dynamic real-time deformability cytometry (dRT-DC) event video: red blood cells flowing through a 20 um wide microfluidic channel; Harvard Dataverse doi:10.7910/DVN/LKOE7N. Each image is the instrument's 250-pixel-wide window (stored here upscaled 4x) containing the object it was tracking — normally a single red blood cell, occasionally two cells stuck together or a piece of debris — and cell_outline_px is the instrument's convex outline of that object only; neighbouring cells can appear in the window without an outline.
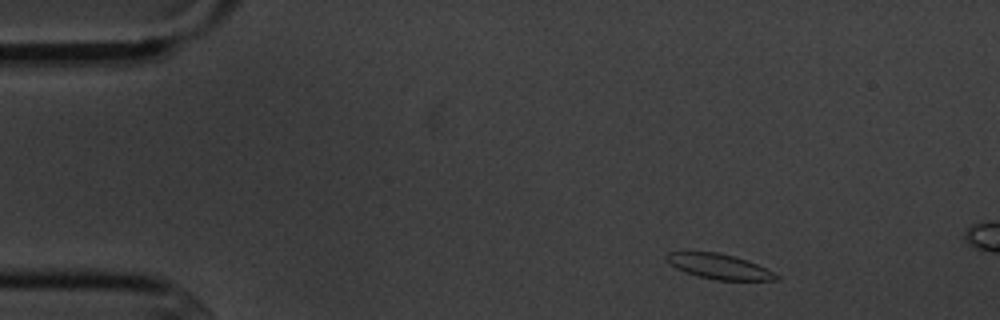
{"species": "common noctule bat (a hibernating species)", "species_latin": "Nyctalus noctula", "temperature_condition": "cold", "stored_images_in_passage": 3, "camera_frame_rate_fps": 3000, "um_per_image_px": 0.085, "animal": {"sex": "male", "body_mass_g": 20.1, "forearm_length_mm": 53.5}, "frame": {"image": 1, "passage_image": 1, "time_ms": 0.0, "image_size_px": [1000, 320], "cell_outline_px": [[780, 280], [716, 280], [696, 276], [684, 272], [676, 268], [664, 256], [668, 252], [716, 252], [736, 256], [748, 260], [780, 276]], "centroid_in_image_um": [61.13, 22.65], "position_along_channel_um": 23.9, "area_um2": 15.95}}